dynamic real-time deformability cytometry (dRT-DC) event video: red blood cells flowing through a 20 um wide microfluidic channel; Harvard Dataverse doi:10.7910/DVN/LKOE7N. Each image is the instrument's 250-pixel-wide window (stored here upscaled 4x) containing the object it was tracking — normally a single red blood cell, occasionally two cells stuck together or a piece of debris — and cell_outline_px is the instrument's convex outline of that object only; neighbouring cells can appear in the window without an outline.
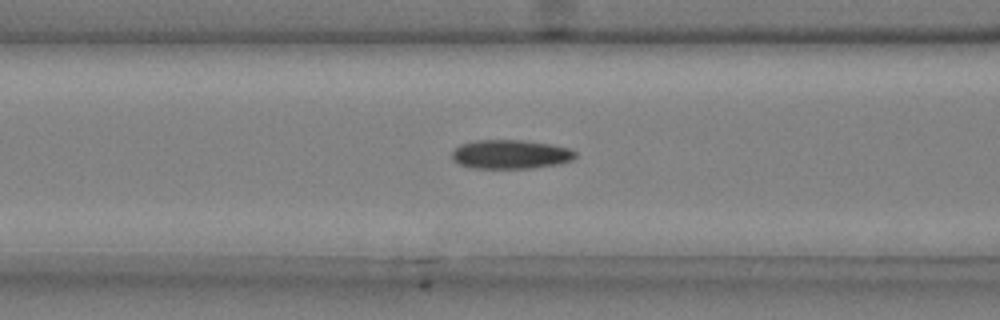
{"species": "common noctule bat (a hibernating species)", "species_latin": "Nyctalus noctula", "temperature_condition": "cold", "stored_images_in_passage": 35, "camera_frame_rate_fps": 3000, "um_per_image_px": 0.085, "animal": {"sex": "male", "body_mass_g": 20.4}, "frame": {"image": 1, "passage_image": 5, "time_ms": 1.333, "image_size_px": [1000, 320], "cell_outline_px": [[576, 156], [572, 160], [560, 164], [532, 168], [472, 168], [460, 164], [452, 160], [452, 152], [460, 144], [476, 140], [520, 140], [552, 144], [568, 148], [576, 152]], "centroid_in_image_um": [43.4, 13.12], "position_along_channel_um": 123.2, "area_um2": 20.92}}
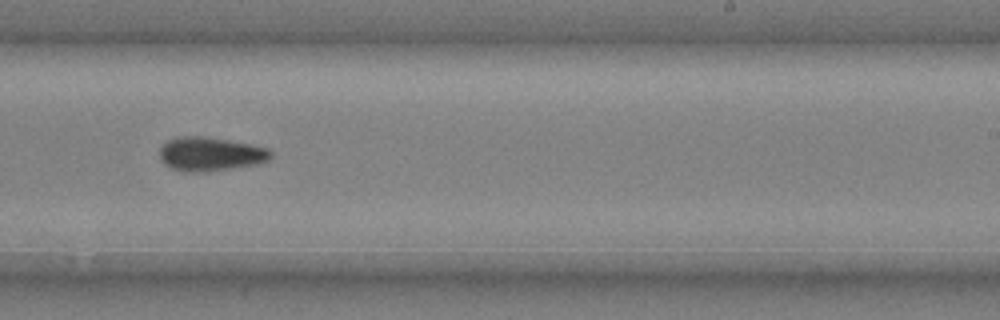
{"frame": {"image": 2, "passage_image": 17, "time_ms": 5.333, "image_size_px": [1000, 320], "cell_outline_px": [[272, 156], [268, 160], [260, 164], [196, 172], [188, 172], [172, 168], [160, 160], [160, 148], [168, 140], [176, 136], [208, 136], [252, 144], [268, 148], [272, 152]], "centroid_in_image_um": [17.9, 13.06], "position_along_channel_um": 271.1, "area_um2": 21.96}}
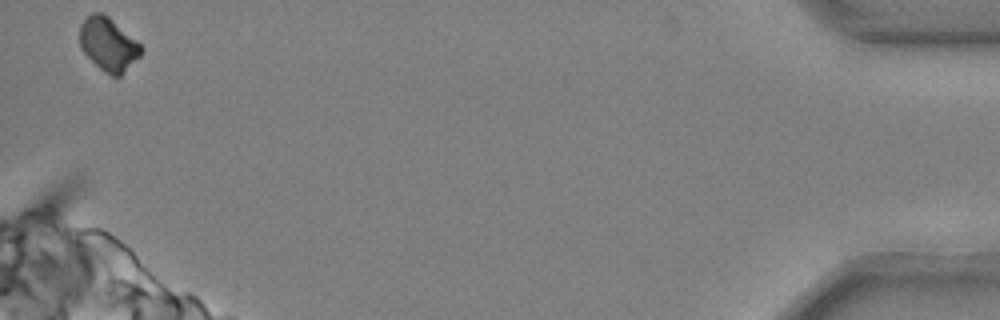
{"frame": {"image": 3, "passage_image": 35, "time_ms": 11.333, "image_size_px": [1000, 320], "cell_outline_px": [[144, 48], [140, 56], [120, 76], [112, 76], [104, 72], [84, 52], [80, 44], [80, 24], [92, 12], [104, 12], [136, 40]], "centroid_in_image_um": [9.22, 3.74], "position_along_channel_um": 426.0, "area_um2": 18.9}}